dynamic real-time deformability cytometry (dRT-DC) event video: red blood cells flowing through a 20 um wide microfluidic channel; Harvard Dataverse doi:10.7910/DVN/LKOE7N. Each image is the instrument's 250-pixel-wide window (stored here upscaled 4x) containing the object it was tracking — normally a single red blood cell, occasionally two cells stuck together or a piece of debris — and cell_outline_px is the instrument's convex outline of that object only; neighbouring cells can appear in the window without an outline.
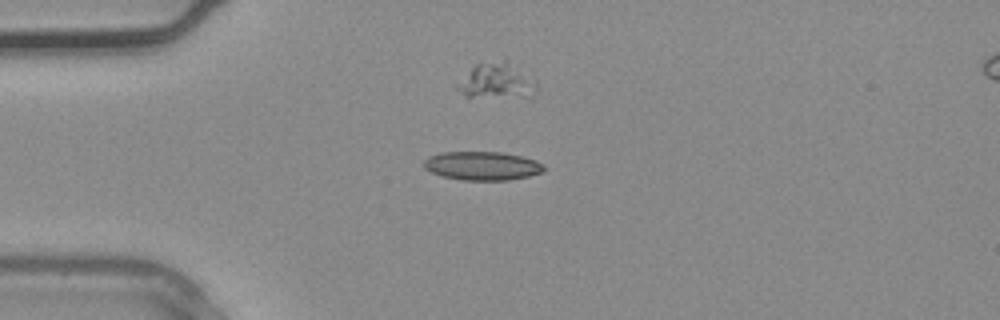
{"species": "common noctule bat (a hibernating species)", "species_latin": "Nyctalus noctula", "temperature_condition": "warm", "stored_images_in_passage": 5, "camera_frame_rate_fps": 3000, "um_per_image_px": 0.085, "animal": {"sex": "male", "body_mass_g": 20.4}, "frame": {"image": 1, "passage_image": 1, "time_ms": 0.0, "image_size_px": [1000, 320], "cell_outline_px": [[548, 168], [544, 172], [528, 176], [508, 180], [464, 180], [444, 176], [432, 172], [424, 168], [424, 160], [428, 156], [440, 152], [500, 152], [520, 156], [536, 160], [544, 164]], "centroid_in_image_um": [41.03, 14.09], "position_along_channel_um": 44.0, "area_um2": 20.11}}